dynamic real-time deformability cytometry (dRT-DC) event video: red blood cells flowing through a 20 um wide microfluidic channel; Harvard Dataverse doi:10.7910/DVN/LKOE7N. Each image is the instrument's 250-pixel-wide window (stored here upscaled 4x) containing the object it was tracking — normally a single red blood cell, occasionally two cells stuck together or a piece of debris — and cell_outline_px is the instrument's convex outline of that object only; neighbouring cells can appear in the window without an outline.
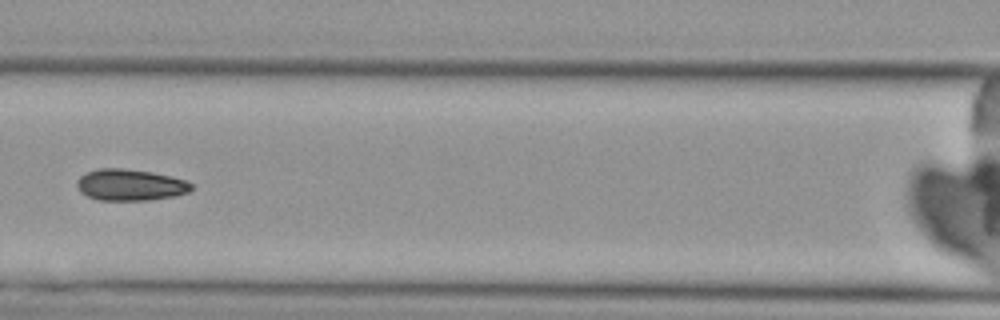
{"species": "Egyptian fruit bat (a non-hibernating species)", "species_latin": "Rousettus aegyptiacus", "temperature_condition": "cold", "stored_images_in_passage": 7, "camera_frame_rate_fps": 3000, "um_per_image_px": 0.085, "animal": {"sex": "female"}, "frame": {"image": 1, "passage_image": 7, "time_ms": 7.0, "image_size_px": [1000, 320], "cell_outline_px": [[192, 188], [188, 192], [176, 196], [148, 200], [96, 200], [80, 192], [76, 184], [76, 180], [80, 176], [88, 172], [100, 168], [120, 168], [152, 172], [172, 176], [184, 180], [192, 184]], "centroid_in_image_um": [11.05, 15.72], "position_along_channel_um": 155.5, "area_um2": 20.98}}